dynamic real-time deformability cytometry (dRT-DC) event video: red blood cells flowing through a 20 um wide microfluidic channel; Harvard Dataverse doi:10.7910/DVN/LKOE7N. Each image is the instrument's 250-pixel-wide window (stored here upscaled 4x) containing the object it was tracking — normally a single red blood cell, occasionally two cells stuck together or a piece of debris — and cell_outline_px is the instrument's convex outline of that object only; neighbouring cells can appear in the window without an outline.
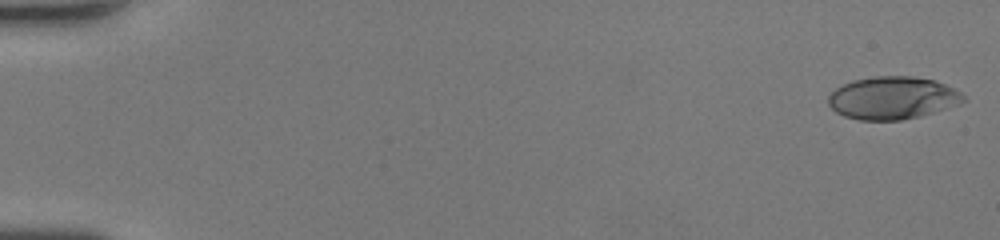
{"species": "human", "species_latin": "Homo sapiens", "temperature_condition": "room temperature", "stored_images_in_passage": 49, "camera_frame_rate_fps": 3000, "um_per_image_px": 0.085, "donor": {"sex": "female"}, "frame": {"image": 1, "passage_image": 1, "time_ms": 0.0, "image_size_px": [1000, 240], "cell_outline_px": [[968, 100], [960, 104], [920, 116], [900, 120], [860, 120], [844, 116], [836, 112], [828, 104], [828, 96], [836, 88], [852, 80], [876, 76], [912, 76], [936, 80], [960, 92]], "centroid_in_image_um": [75.87, 8.32], "position_along_channel_um": 9.1, "area_um2": 33.58}}
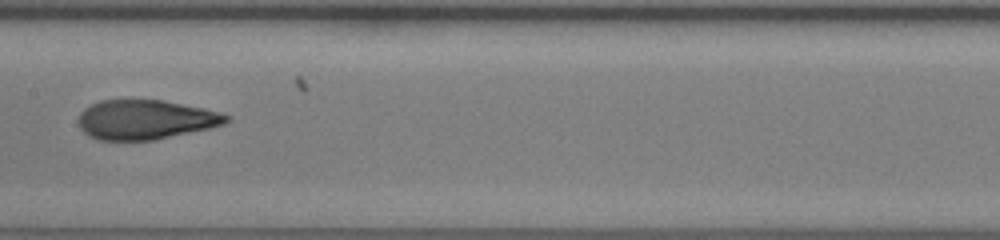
{"frame": {"image": 2, "passage_image": 27, "time_ms": 8.667, "image_size_px": [1000, 240], "cell_outline_px": [[232, 120], [224, 124], [208, 128], [152, 140], [100, 140], [88, 136], [80, 128], [80, 112], [84, 108], [100, 100], [164, 100], [204, 108], [220, 112], [232, 116]], "centroid_in_image_um": [12.39, 10.16], "position_along_channel_um": 195.0, "area_um2": 33.93}}
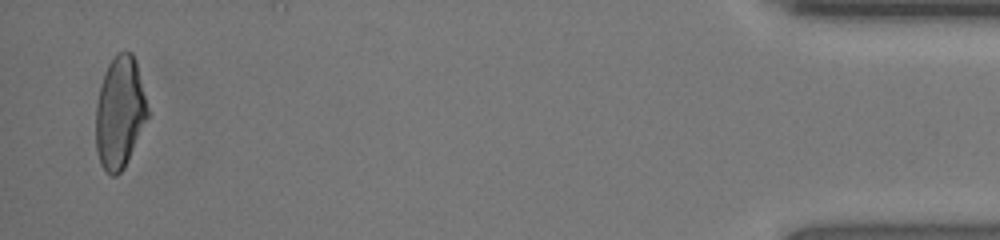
{"frame": {"image": 3, "passage_image": 48, "time_ms": 15.667, "image_size_px": [1000, 240], "cell_outline_px": [[148, 116], [128, 160], [124, 168], [116, 176], [112, 176], [100, 164], [96, 148], [96, 104], [104, 72], [108, 64], [120, 52], [132, 52], [136, 60], [148, 108]], "centroid_in_image_um": [10.17, 9.57], "position_along_channel_um": 425.0, "area_um2": 33.47}, "authors_computed_cell_mechanics": {"area_um2": 34.2754, "velocity_mm_per_s": 4.364, "shape_relaxation_time_tau1_ms": null, "shape_relaxation_time_tau2_ms": 1.0738, "deformation_change_tau1": null, "deformation_change_tau2": 0.0852}}